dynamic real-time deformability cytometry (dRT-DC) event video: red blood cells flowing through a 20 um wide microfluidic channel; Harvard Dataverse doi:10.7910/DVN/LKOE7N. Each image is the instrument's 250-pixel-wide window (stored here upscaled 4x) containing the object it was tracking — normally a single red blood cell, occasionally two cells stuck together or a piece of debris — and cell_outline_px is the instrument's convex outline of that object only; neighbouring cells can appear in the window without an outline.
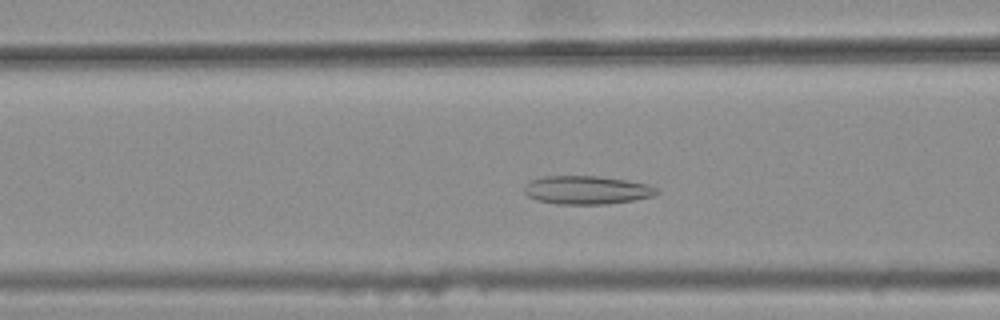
{"species": "common noctule bat (a hibernating species)", "species_latin": "Nyctalus noctula", "temperature_condition": "warm", "stored_images_in_passage": 40, "camera_frame_rate_fps": 3000, "um_per_image_px": 0.085, "animal": {"sex": "female", "body_mass_g": 25.1}, "frame": {"image": 1, "passage_image": 17, "time_ms": 5.333, "image_size_px": [1000, 320], "cell_outline_px": [[660, 192], [652, 196], [636, 200], [608, 204], [556, 204], [536, 200], [528, 196], [524, 192], [524, 184], [532, 180], [544, 176], [600, 176], [648, 184], [656, 188]], "centroid_in_image_um": [49.86, 16.16], "position_along_channel_um": 116.7, "area_um2": 22.02}}
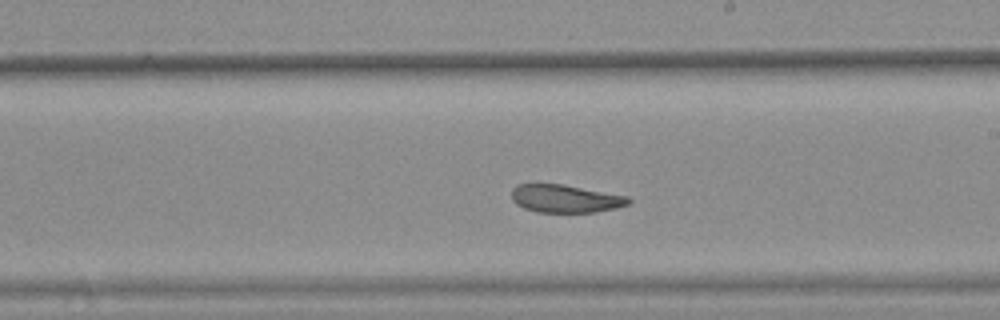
{"frame": {"image": 2, "passage_image": 27, "time_ms": 8.667, "image_size_px": [1000, 320], "cell_outline_px": [[632, 200], [628, 204], [616, 208], [596, 212], [536, 212], [524, 208], [516, 204], [512, 200], [512, 188], [516, 184], [536, 180], [564, 184], [628, 196]], "centroid_in_image_um": [47.97, 16.83], "position_along_channel_um": 241.0, "area_um2": 19.83}}
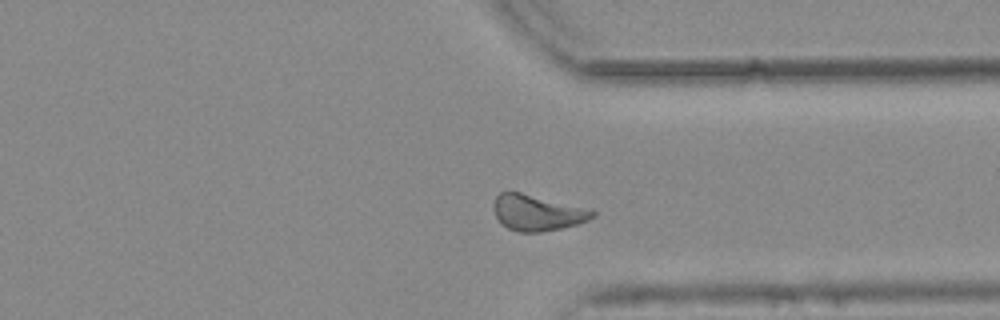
{"frame": {"image": 3, "passage_image": 37, "time_ms": 12.0, "image_size_px": [1000, 320], "cell_outline_px": [[596, 216], [588, 220], [576, 224], [560, 228], [540, 232], [516, 232], [508, 228], [496, 216], [492, 208], [492, 204], [496, 196], [500, 192], [520, 192], [588, 208], [596, 212]], "centroid_in_image_um": [45.66, 18.07], "position_along_channel_um": 365.7, "area_um2": 20.58}, "authors_computed_cell_mechanics": {"area_um2": 20.7213, "velocity_mm_per_s": 3.7334, "shape_relaxation_time_tau1_ms": null, "shape_relaxation_time_tau2_ms": 1.9448, "deformation_change_tau1": null, "deformation_change_tau2": 0.0912}}